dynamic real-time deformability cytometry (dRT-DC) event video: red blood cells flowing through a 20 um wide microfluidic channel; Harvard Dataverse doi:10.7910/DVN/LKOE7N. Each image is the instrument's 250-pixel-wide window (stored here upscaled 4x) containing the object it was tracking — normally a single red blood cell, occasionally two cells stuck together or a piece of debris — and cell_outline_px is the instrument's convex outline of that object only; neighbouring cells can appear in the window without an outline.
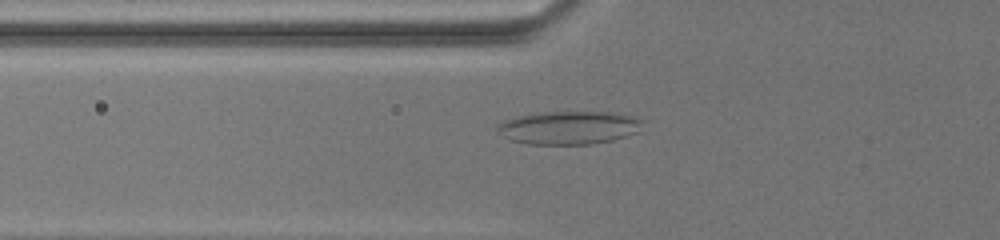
{"species": "common noctule bat (a hibernating species)", "species_latin": "Nyctalus noctula", "temperature_condition": "warm", "stored_images_in_passage": 18, "camera_frame_rate_fps": 3000, "um_per_image_px": 0.085, "animal": {"sex": "female", "body_mass_g": 19.5, "forearm_length_mm": 54.1}, "frame": {"image": 1, "passage_image": 12, "time_ms": 1.333, "image_size_px": [1000, 240], "cell_outline_px": [[648, 120], [636, 132], [612, 140], [592, 144], [528, 144], [508, 140], [496, 132], [496, 124], [504, 120], [516, 116], [540, 112], [616, 112], [636, 116]], "centroid_in_image_um": [48.35, 10.84], "position_along_channel_um": 77.5, "area_um2": 28.67}}